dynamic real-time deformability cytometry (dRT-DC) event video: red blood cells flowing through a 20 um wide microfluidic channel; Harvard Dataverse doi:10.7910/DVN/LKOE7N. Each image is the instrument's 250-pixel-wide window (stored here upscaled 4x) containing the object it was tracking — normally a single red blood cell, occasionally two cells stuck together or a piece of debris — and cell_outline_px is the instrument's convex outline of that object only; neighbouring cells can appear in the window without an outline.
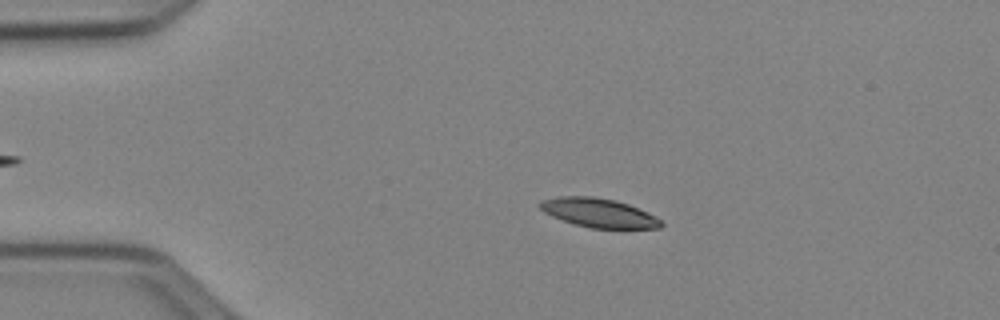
{"species": "Egyptian fruit bat (a non-hibernating species)", "species_latin": "Rousettus aegyptiacus", "temperature_condition": "cold", "stored_images_in_passage": 45, "camera_frame_rate_fps": 3000, "um_per_image_px": 0.085, "animal": {"sex": "female"}, "frame": {"image": 1, "passage_image": 11, "time_ms": 3.333, "image_size_px": [1000, 320], "cell_outline_px": [[664, 224], [660, 228], [588, 228], [552, 216], [544, 212], [536, 204], [540, 200], [556, 196], [592, 196], [616, 200], [628, 204], [648, 212], [656, 216]], "centroid_in_image_um": [50.87, 18.08], "position_along_channel_um": 34.1, "area_um2": 20.58}}
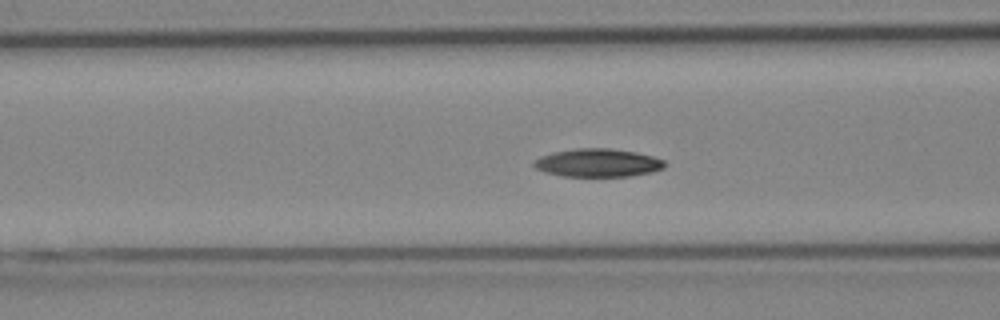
{"frame": {"image": 2, "passage_image": 21, "time_ms": 6.667, "image_size_px": [1000, 320], "cell_outline_px": [[664, 168], [652, 172], [628, 176], [564, 176], [544, 172], [536, 168], [532, 164], [532, 160], [540, 156], [552, 152], [576, 148], [612, 148], [636, 152], [652, 156], [664, 160]], "centroid_in_image_um": [50.78, 13.83], "position_along_channel_um": 115.8, "area_um2": 21.56}}
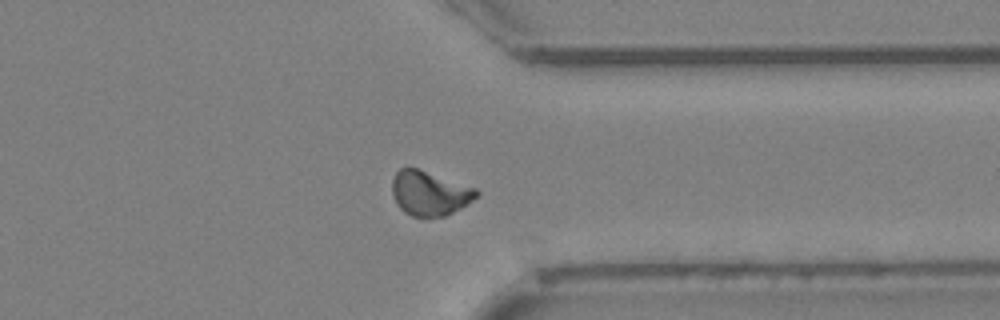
{"frame": {"image": 3, "passage_image": 41, "time_ms": 13.333, "image_size_px": [1000, 320], "cell_outline_px": [[480, 192], [472, 200], [460, 208], [444, 216], [412, 216], [404, 212], [396, 204], [392, 192], [392, 180], [396, 172], [400, 168], [416, 168], [476, 188]], "centroid_in_image_um": [36.48, 16.42], "position_along_channel_um": 374.9, "area_um2": 21.5}, "authors_computed_cell_mechanics": {"area_um2": 20.7502, "velocity_mm_per_s": 3.9074, "shape_relaxation_time_tau1_ms": 4.4945, "shape_relaxation_time_tau2_ms": 7.58, "deformation_change_tau1": 0.1197, "deformation_change_tau2": 0.1133}}